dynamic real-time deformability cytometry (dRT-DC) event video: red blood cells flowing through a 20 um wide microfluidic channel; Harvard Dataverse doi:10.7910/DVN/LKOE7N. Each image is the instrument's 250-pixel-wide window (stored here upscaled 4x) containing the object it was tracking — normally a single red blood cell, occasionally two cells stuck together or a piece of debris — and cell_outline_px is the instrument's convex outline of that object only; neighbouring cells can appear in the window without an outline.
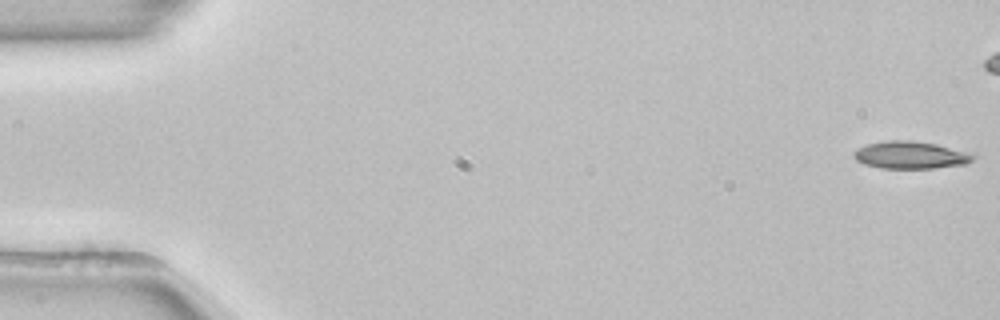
{"species": "common noctule bat (a hibernating species)", "species_latin": "Nyctalus noctula", "temperature_condition": "room temperature", "stored_images_in_passage": 47, "camera_frame_rate_fps": 3000, "um_per_image_px": 0.085, "animal": {"sex": "female", "body_mass_g": 22.7, "forearm_length_mm": 54.2}, "frame": {"image": 1, "passage_image": 1, "time_ms": 0.0, "image_size_px": [1000, 320], "cell_outline_px": [[976, 156], [972, 160], [964, 164], [936, 168], [880, 168], [864, 164], [856, 160], [852, 156], [852, 152], [868, 144], [884, 140], [912, 140], [936, 144], [964, 152]], "centroid_in_image_um": [77.33, 13.18], "position_along_channel_um": 7.7, "area_um2": 18.84}}